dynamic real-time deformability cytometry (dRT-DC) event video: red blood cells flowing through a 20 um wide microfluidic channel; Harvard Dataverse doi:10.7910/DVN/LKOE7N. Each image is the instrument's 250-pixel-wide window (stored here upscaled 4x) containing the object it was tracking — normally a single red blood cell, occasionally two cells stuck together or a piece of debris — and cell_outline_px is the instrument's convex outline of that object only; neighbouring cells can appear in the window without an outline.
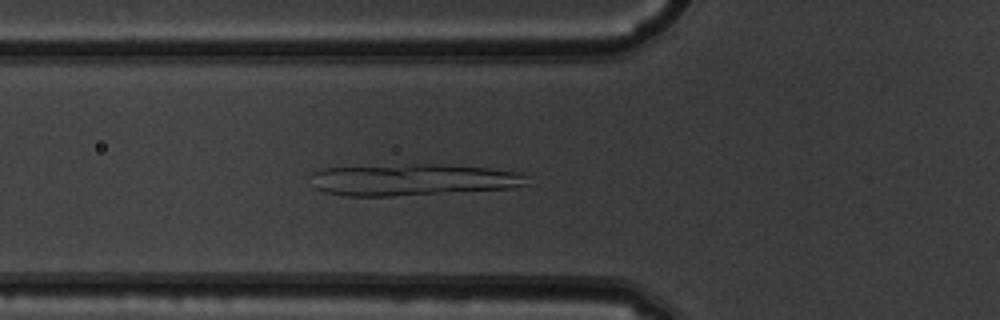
{"species": "common noctule bat (a hibernating species)", "species_latin": "Nyctalus noctula", "temperature_condition": "warm", "stored_images_in_passage": 35, "camera_frame_rate_fps": 3000, "um_per_image_px": 0.085, "animal": {"sex": "male", "body_mass_g": 19.5, "forearm_length_mm": 54.6}, "frame": {"image": 1, "passage_image": 3, "time_ms": 0.667, "image_size_px": [1000, 320], "cell_outline_px": [[528, 184], [512, 188], [392, 196], [344, 196], [324, 192], [316, 188], [312, 176], [312, 172], [320, 168], [404, 164], [448, 164], [488, 168], [520, 172], [528, 176]], "centroid_in_image_um": [35.11, 15.27], "position_along_channel_um": 90.7, "area_um2": 40.17}}
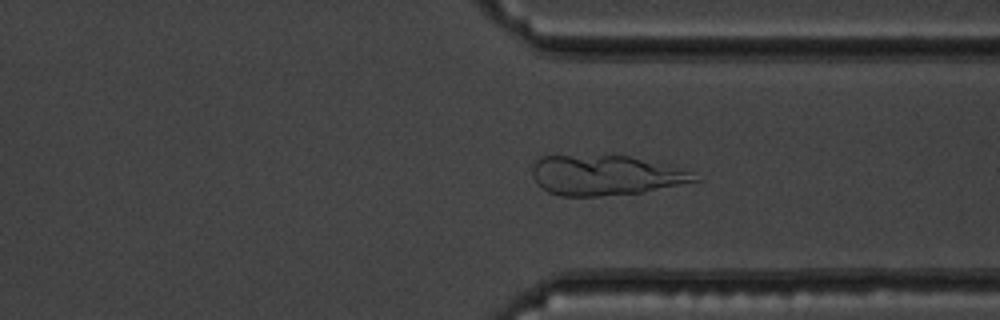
{"frame": {"image": 2, "passage_image": 23, "time_ms": 7.333, "image_size_px": [1000, 320], "cell_outline_px": [[704, 180], [640, 192], [600, 196], [560, 196], [548, 192], [540, 188], [536, 184], [532, 176], [532, 164], [540, 156], [628, 156], [692, 172]], "centroid_in_image_um": [51.4, 14.91], "position_along_channel_um": 360.0, "area_um2": 37.57}}
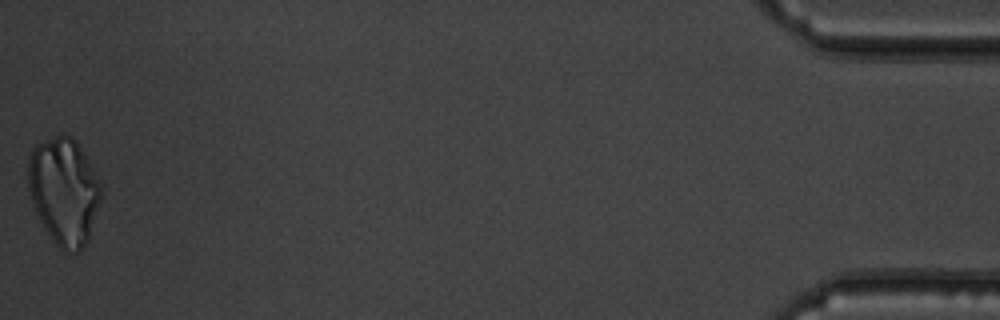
{"frame": {"image": 3, "passage_image": 35, "time_ms": 11.333, "image_size_px": [1000, 320], "cell_outline_px": [[100, 200], [88, 240], [80, 252], [64, 252], [56, 244], [40, 220], [36, 212], [28, 188], [28, 160], [32, 148], [36, 144], [56, 136], [72, 136], [92, 164], [100, 180]], "centroid_in_image_um": [5.44, 16.24], "position_along_channel_um": 429.8, "area_um2": 45.14}}